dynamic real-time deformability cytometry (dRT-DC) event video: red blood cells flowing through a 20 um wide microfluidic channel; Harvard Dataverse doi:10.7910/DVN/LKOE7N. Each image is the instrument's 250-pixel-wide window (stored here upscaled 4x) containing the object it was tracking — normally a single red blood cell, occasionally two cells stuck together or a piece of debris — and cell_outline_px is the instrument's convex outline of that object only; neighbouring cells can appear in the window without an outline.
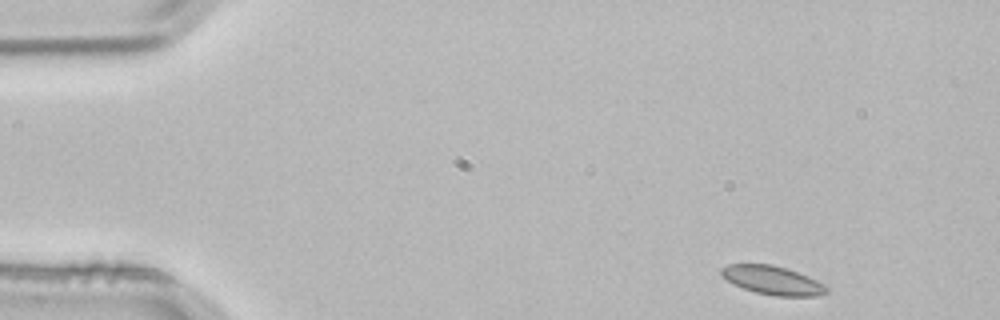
{"species": "common noctule bat (a hibernating species)", "species_latin": "Nyctalus noctula", "temperature_condition": "room temperature", "stored_images_in_passage": 3, "segment_of_instrument_passage": [2, 2], "camera_frame_rate_fps": 3000, "um_per_image_px": 0.085, "animal": {"sex": "male", "body_mass_g": 21.5, "forearm_length_mm": 52.0}, "frame": {"image": 1, "passage_image": 3, "time_ms": 0.667, "image_size_px": [1000, 320], "cell_outline_px": [[828, 292], [816, 296], [776, 296], [756, 292], [732, 284], [720, 272], [720, 268], [728, 264], [772, 264], [796, 272], [816, 280], [824, 284], [828, 288]], "centroid_in_image_um": [65.66, 23.82], "position_along_channel_um": 19.3, "area_um2": 17.34}}